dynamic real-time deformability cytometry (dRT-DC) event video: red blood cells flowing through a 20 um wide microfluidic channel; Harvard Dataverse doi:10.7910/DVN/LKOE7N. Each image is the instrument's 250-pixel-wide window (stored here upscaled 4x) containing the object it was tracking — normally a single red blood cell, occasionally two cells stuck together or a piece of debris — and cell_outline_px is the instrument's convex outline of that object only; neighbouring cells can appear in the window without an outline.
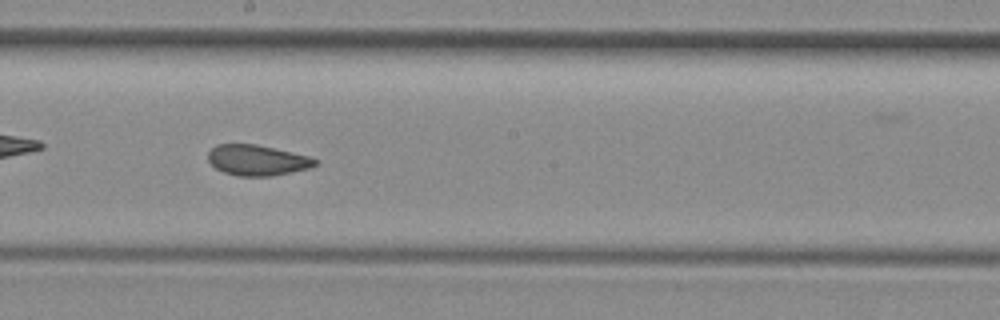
{"species": "common noctule bat (a hibernating species)", "species_latin": "Nyctalus noctula", "temperature_condition": "room temperature", "stored_images_in_passage": 38, "camera_frame_rate_fps": 3000, "um_per_image_px": 0.085, "animal": {"sex": "female", "body_mass_g": 29.2, "forearm_length_mm": 56.3}, "frame": {"image": 1, "passage_image": 16, "time_ms": 5.0, "image_size_px": [1000, 320], "cell_outline_px": [[320, 164], [312, 168], [272, 176], [240, 176], [224, 172], [216, 168], [208, 160], [208, 152], [216, 144], [256, 144], [312, 156], [320, 160]], "centroid_in_image_um": [21.95, 13.61], "position_along_channel_um": 226.2, "area_um2": 19.42}}
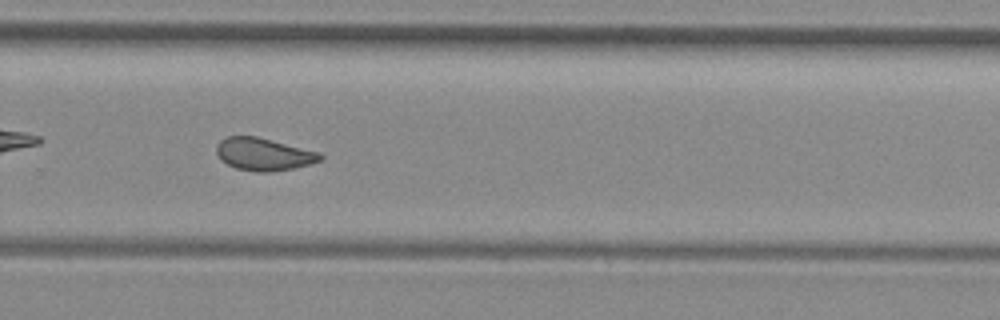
{"frame": {"image": 2, "passage_image": 22, "time_ms": 7.0, "image_size_px": [1000, 320], "cell_outline_px": [[324, 156], [320, 160], [308, 164], [292, 168], [268, 172], [256, 172], [236, 168], [220, 160], [216, 152], [216, 144], [220, 140], [228, 136], [256, 136], [320, 152]], "centroid_in_image_um": [22.38, 13.1], "position_along_channel_um": 307.4, "area_um2": 19.59}, "authors_computed_cell_mechanics": {"area_um2": 19.9121, "velocity_mm_per_s": 4.0681, "shape_relaxation_time_tau1_ms": null, "shape_relaxation_time_tau2_ms": 1.727, "deformation_change_tau1": null, "deformation_change_tau2": 0.073}}